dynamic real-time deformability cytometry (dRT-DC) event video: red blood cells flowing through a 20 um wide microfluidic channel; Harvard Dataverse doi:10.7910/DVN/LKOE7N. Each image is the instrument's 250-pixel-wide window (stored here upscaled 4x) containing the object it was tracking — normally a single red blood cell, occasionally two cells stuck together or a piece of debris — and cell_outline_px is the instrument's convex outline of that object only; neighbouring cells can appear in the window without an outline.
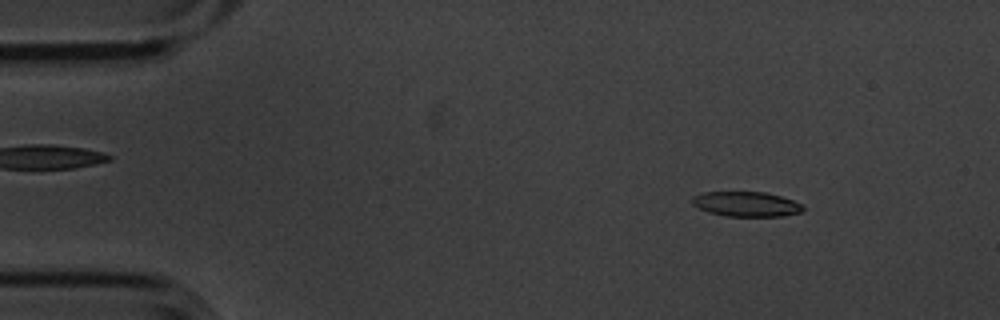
{"species": "common noctule bat (a hibernating species)", "species_latin": "Nyctalus noctula", "temperature_condition": "cold", "stored_images_in_passage": 5, "camera_frame_rate_fps": 3000, "um_per_image_px": 0.085, "animal": {"sex": "male", "body_mass_g": 20.1, "forearm_length_mm": 53.5}, "frame": {"image": 1, "passage_image": 1, "time_ms": 0.0, "image_size_px": [1000, 320], "cell_outline_px": [[804, 208], [800, 212], [784, 216], [724, 216], [708, 212], [692, 204], [692, 196], [704, 192], [764, 192], [780, 196], [804, 204]], "centroid_in_image_um": [63.43, 17.35], "position_along_channel_um": 21.6, "area_um2": 16.07}}
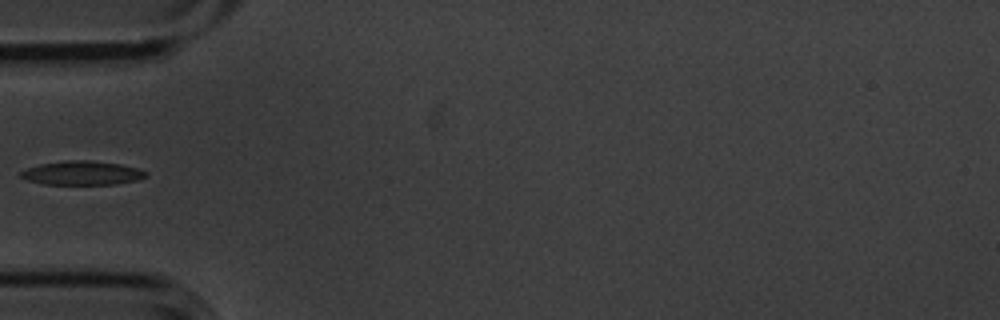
{"frame": {"image": 2, "passage_image": 4, "time_ms": 1.0, "image_size_px": [1000, 320], "cell_outline_px": [[148, 176], [136, 180], [116, 184], [44, 184], [28, 180], [20, 176], [20, 172], [28, 168], [40, 164], [64, 160], [92, 160], [120, 164], [136, 168], [148, 172]], "centroid_in_image_um": [6.99, 14.7], "position_along_channel_um": 78.0, "area_um2": 17.4}}
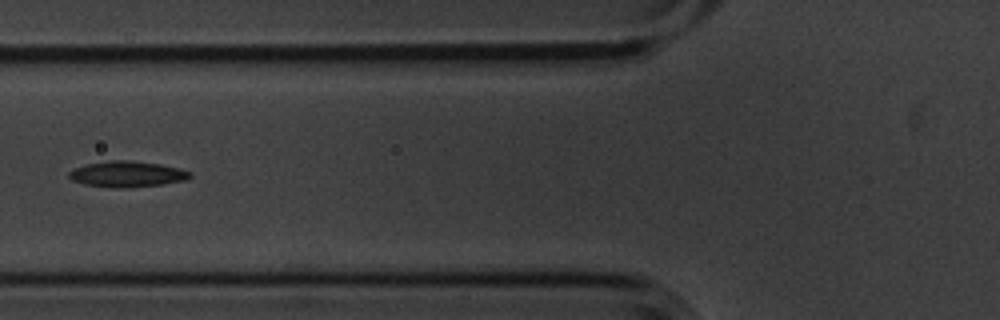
{"frame": {"image": 3, "passage_image": 5, "time_ms": 1.333, "image_size_px": [1000, 320], "cell_outline_px": [[192, 176], [184, 180], [164, 184], [128, 188], [112, 188], [84, 184], [72, 180], [68, 176], [68, 172], [76, 168], [88, 164], [108, 160], [128, 160], [160, 164], [180, 168], [192, 172]], "centroid_in_image_um": [10.82, 14.8], "position_along_channel_um": 115.0, "area_um2": 18.32}}